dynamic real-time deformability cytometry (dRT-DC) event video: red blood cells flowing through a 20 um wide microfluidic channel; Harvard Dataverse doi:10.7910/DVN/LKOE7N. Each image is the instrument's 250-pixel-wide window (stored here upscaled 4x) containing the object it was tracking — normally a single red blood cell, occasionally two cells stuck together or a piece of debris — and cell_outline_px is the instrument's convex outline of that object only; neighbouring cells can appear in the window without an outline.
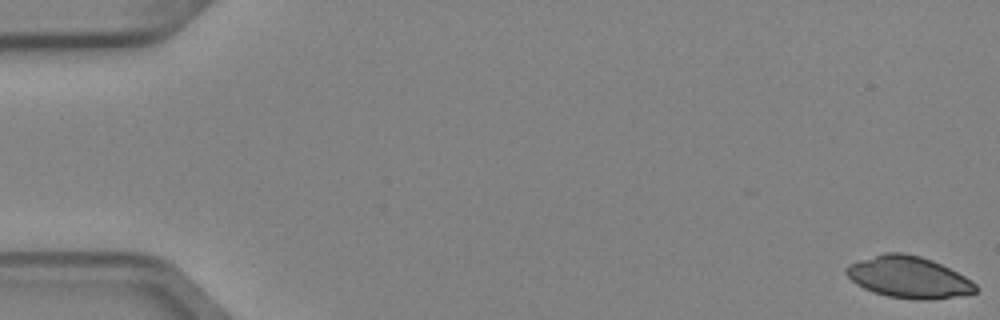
{"species": "Egyptian fruit bat (a non-hibernating species)", "species_latin": "Rousettus aegyptiacus", "temperature_condition": "cold", "stored_images_in_passage": 4, "camera_frame_rate_fps": 3000, "um_per_image_px": 0.085, "animal": {"sex": "female"}, "frame": {"image": 1, "passage_image": 1, "time_ms": 0.0, "image_size_px": [1000, 320], "cell_outline_px": [[976, 292], [964, 296], [932, 300], [912, 300], [888, 296], [864, 288], [856, 284], [844, 272], [844, 268], [848, 264], [884, 252], [900, 252], [920, 256], [932, 260], [972, 280], [976, 284]], "centroid_in_image_um": [77.24, 23.57], "position_along_channel_um": 7.8, "area_um2": 31.5}}